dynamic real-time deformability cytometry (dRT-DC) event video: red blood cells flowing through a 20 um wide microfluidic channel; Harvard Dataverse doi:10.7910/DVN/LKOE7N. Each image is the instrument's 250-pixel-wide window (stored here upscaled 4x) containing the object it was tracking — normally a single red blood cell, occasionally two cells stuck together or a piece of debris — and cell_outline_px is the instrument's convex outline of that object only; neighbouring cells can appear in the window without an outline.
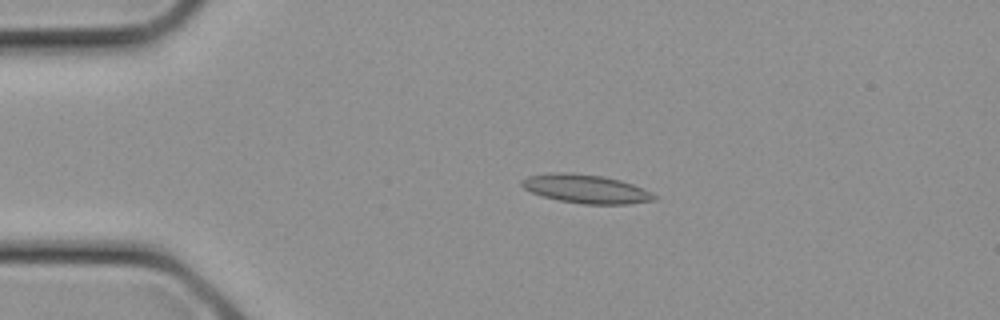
{"species": "common noctule bat (a hibernating species)", "species_latin": "Nyctalus noctula", "temperature_condition": "cold", "stored_images_in_passage": 27, "camera_frame_rate_fps": 3000, "um_per_image_px": 0.085, "animal": {"sex": "female", "body_mass_g": 21.9}, "frame": {"image": 1, "passage_image": 5, "time_ms": 1.333, "image_size_px": [1000, 320], "cell_outline_px": [[656, 200], [628, 204], [584, 204], [560, 200], [540, 196], [524, 188], [520, 184], [520, 180], [528, 176], [552, 172], [572, 172], [604, 176], [620, 180], [644, 188], [652, 192], [656, 196]], "centroid_in_image_um": [49.8, 16.04], "position_along_channel_um": 35.2, "area_um2": 22.31}}
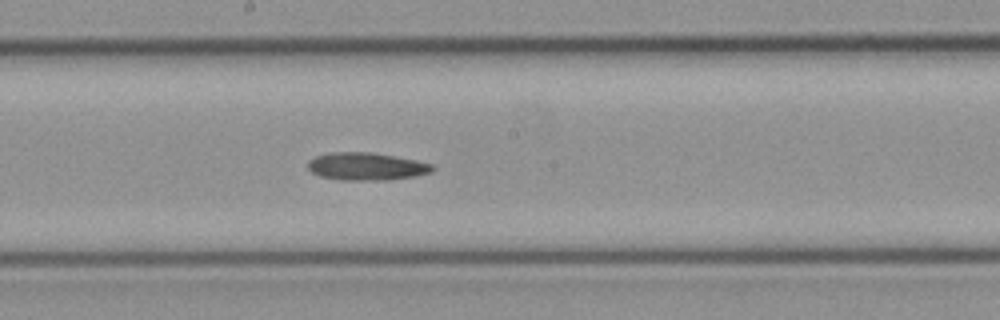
{"frame": {"image": 2, "passage_image": 14, "time_ms": 4.333, "image_size_px": [1000, 320], "cell_outline_px": [[436, 168], [432, 172], [416, 176], [388, 180], [340, 180], [320, 176], [312, 172], [308, 168], [308, 160], [316, 156], [328, 152], [372, 152], [416, 160], [432, 164]], "centroid_in_image_um": [31.15, 14.14], "position_along_channel_um": 217.0, "area_um2": 20.23}}
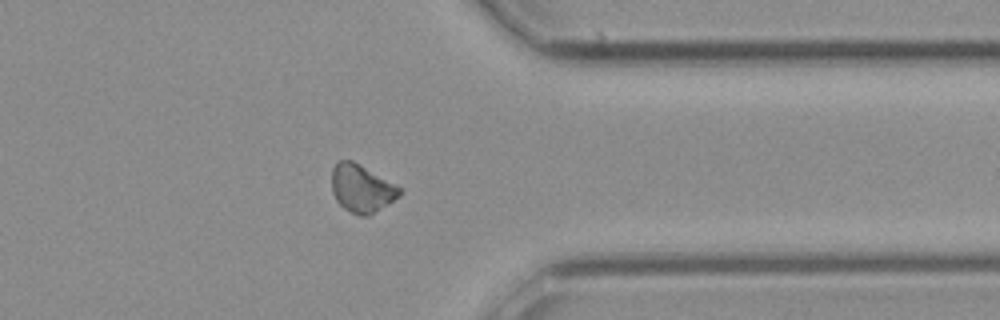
{"frame": {"image": 3, "passage_image": 21, "time_ms": 6.667, "image_size_px": [1000, 320], "cell_outline_px": [[404, 188], [400, 196], [388, 204], [368, 216], [360, 216], [344, 208], [336, 200], [332, 192], [332, 168], [340, 160], [352, 160], [360, 164]], "centroid_in_image_um": [30.77, 16.01], "position_along_channel_um": 380.6, "area_um2": 19.02}}